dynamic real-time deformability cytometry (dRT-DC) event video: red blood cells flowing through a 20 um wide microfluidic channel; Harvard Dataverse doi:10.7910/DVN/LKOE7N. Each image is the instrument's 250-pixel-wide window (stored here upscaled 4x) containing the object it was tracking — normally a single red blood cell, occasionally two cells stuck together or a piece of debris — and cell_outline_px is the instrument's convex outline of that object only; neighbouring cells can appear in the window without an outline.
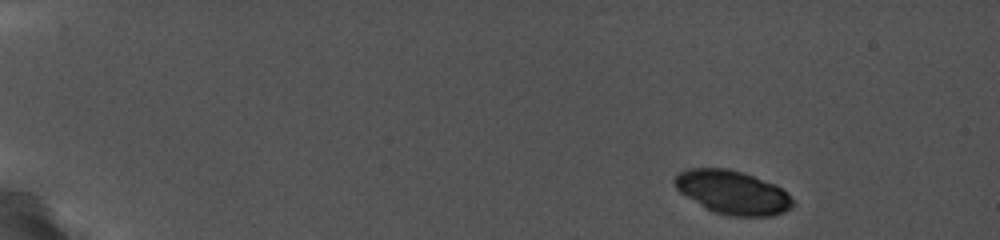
{"species": "common noctule bat (a hibernating species)", "species_latin": "Nyctalus noctula", "temperature_condition": "cold", "stored_images_in_passage": 6, "camera_frame_rate_fps": 5000, "um_per_image_px": 0.085, "animal": {"sex": "female", "body_mass_g": 19.0, "forearm_length_mm": 56.7}, "frame": {"image": 1, "passage_image": 1, "time_ms": 0.0, "image_size_px": [1000, 240], "cell_outline_px": [[796, 204], [792, 208], [784, 212], [772, 216], [728, 216], [704, 208], [680, 192], [676, 188], [672, 180], [680, 172], [688, 168], [724, 168], [744, 172], [776, 184], [788, 192], [796, 200]], "centroid_in_image_um": [62.33, 16.35], "position_along_channel_um": 22.7, "area_um2": 30.52}}
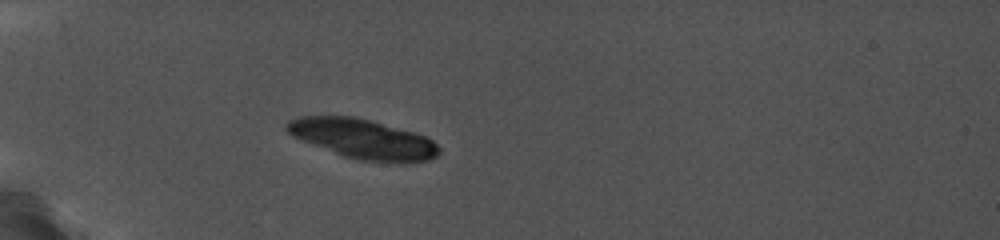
{"frame": {"image": 2, "passage_image": 6, "time_ms": 3.8, "image_size_px": [1000, 240], "cell_outline_px": [[440, 152], [436, 156], [428, 160], [408, 164], [396, 164], [360, 160], [344, 156], [292, 136], [284, 128], [284, 124], [288, 120], [300, 116], [352, 116], [368, 120], [412, 132], [424, 136], [432, 140], [440, 148]], "centroid_in_image_um": [30.86, 11.83], "position_along_channel_um": 54.1, "area_um2": 35.14}}